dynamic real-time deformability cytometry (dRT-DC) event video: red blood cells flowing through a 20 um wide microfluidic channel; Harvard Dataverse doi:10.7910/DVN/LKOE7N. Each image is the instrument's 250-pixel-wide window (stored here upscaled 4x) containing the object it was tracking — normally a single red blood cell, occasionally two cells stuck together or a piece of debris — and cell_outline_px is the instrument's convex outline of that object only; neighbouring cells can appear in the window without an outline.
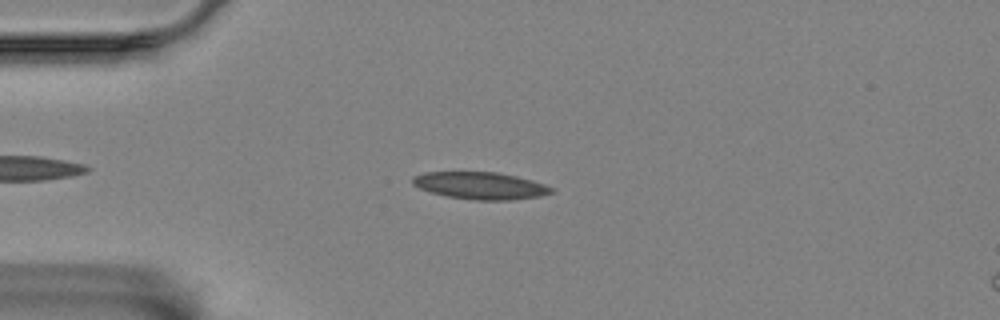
{"species": "Egyptian fruit bat (a non-hibernating species)", "species_latin": "Rousettus aegyptiacus", "temperature_condition": "room temperature", "stored_images_in_passage": 28, "camera_frame_rate_fps": 3000, "um_per_image_px": 0.085, "animal": {"sex": "female"}, "frame": {"image": 1, "passage_image": 8, "time_ms": 2.333, "image_size_px": [1000, 320], "cell_outline_px": [[556, 192], [540, 196], [512, 200], [476, 200], [448, 196], [432, 192], [420, 188], [412, 184], [412, 176], [424, 172], [496, 172], [516, 176], [532, 180], [556, 188]], "centroid_in_image_um": [40.88, 15.77], "position_along_channel_um": 44.1, "area_um2": 22.02}}
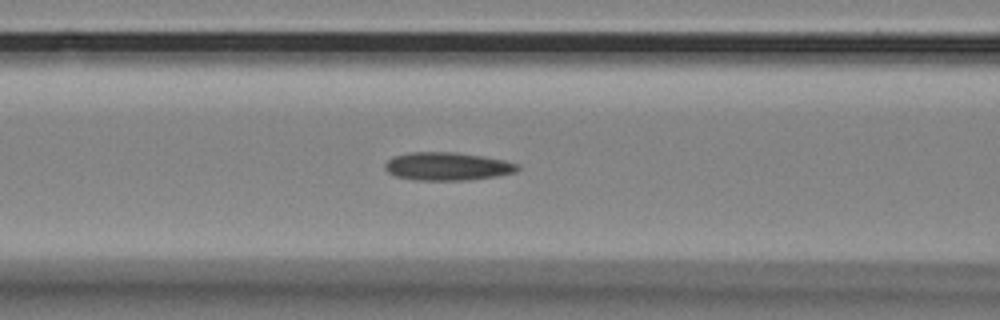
{"frame": {"image": 2, "passage_image": 17, "time_ms": 5.333, "image_size_px": [1000, 320], "cell_outline_px": [[520, 168], [516, 172], [496, 176], [468, 180], [416, 180], [396, 176], [388, 172], [384, 168], [384, 164], [392, 156], [412, 152], [456, 152], [504, 160], [520, 164]], "centroid_in_image_um": [38.02, 14.14], "position_along_channel_um": 128.6, "area_um2": 21.73}}
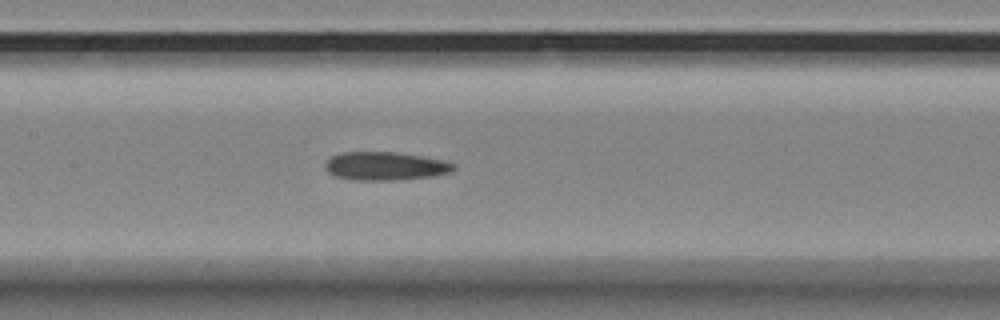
{"frame": {"image": 3, "passage_image": 21, "time_ms": 6.667, "image_size_px": [1000, 320], "cell_outline_px": [[456, 168], [452, 172], [432, 176], [400, 180], [352, 180], [336, 176], [328, 172], [324, 168], [324, 164], [332, 156], [340, 152], [396, 152], [444, 160], [456, 164]], "centroid_in_image_um": [32.76, 14.12], "position_along_channel_um": 174.6, "area_um2": 21.39}}